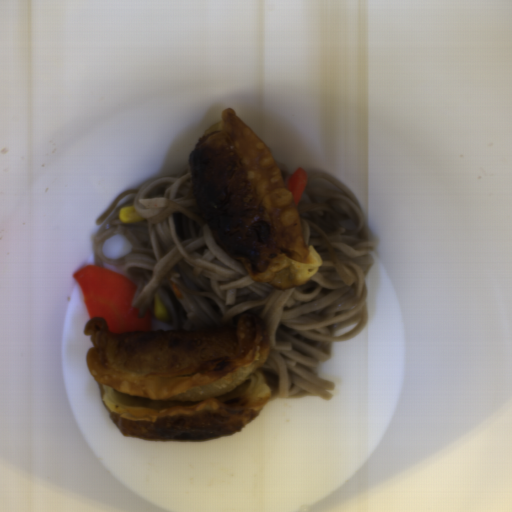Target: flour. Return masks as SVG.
<instances>
[{
    "label": "flour",
    "instance_id": "1",
    "mask_svg": "<svg viewBox=\"0 0 512 512\" xmlns=\"http://www.w3.org/2000/svg\"><path fill=\"white\" fill-rule=\"evenodd\" d=\"M86 351L107 417L127 438L212 440L259 416L272 389L265 322L245 313L229 326L111 332L93 316Z\"/></svg>",
    "mask_w": 512,
    "mask_h": 512
},
{
    "label": "flour",
    "instance_id": "2",
    "mask_svg": "<svg viewBox=\"0 0 512 512\" xmlns=\"http://www.w3.org/2000/svg\"><path fill=\"white\" fill-rule=\"evenodd\" d=\"M188 163L199 217L252 279L283 290L318 273L322 256L305 240L283 171L235 109L200 134Z\"/></svg>",
    "mask_w": 512,
    "mask_h": 512
}]
</instances>
